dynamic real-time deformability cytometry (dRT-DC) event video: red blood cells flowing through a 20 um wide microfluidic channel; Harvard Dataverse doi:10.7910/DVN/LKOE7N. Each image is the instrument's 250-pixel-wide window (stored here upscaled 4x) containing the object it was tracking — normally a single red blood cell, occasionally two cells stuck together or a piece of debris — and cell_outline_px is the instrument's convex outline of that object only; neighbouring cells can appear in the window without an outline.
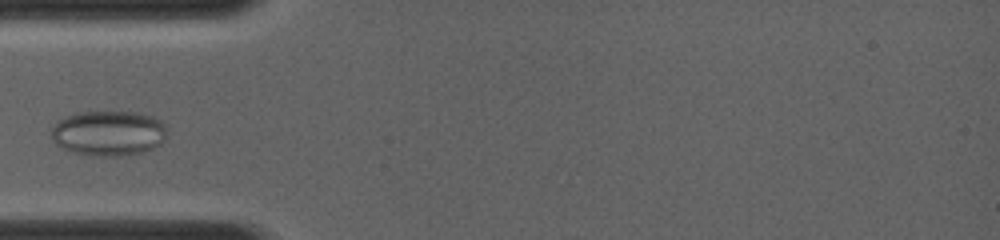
{"species": "common noctule bat (a hibernating species)", "species_latin": "Nyctalus noctula", "temperature_condition": "room temperature", "stored_images_in_passage": 4, "camera_frame_rate_fps": 4000, "um_per_image_px": 0.085, "animal": {"sex": "female", "body_mass_g": 19.0, "forearm_length_mm": 56.7}, "frame": {"image": 1, "passage_image": 3, "time_ms": 1.25, "image_size_px": [1000, 240], "cell_outline_px": [[164, 140], [160, 144], [152, 148], [140, 152], [116, 156], [100, 156], [72, 152], [56, 144], [52, 140], [52, 128], [56, 120], [64, 116], [76, 112], [136, 112], [152, 116], [160, 120], [164, 124]], "centroid_in_image_um": [9.17, 11.3], "position_along_channel_um": 75.8, "area_um2": 30.29}}